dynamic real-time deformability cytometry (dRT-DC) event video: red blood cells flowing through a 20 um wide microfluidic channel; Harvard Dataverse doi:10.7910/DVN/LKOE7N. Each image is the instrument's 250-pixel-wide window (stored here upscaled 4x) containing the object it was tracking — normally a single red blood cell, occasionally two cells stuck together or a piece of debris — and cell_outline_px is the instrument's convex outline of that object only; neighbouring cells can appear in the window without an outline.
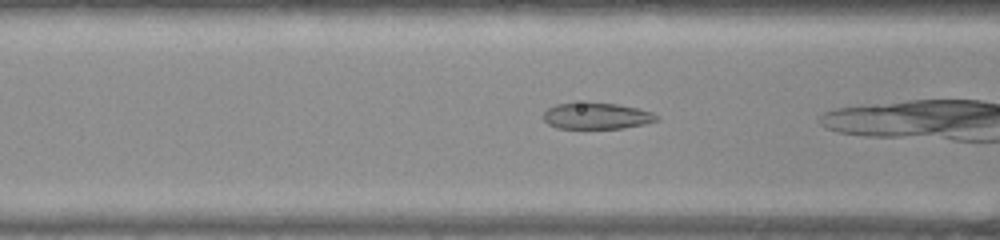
{"species": "common noctule bat (a hibernating species)", "species_latin": "Nyctalus noctula", "temperature_condition": "warm", "stored_images_in_passage": 14, "camera_frame_rate_fps": 3000, "um_per_image_px": 0.085, "animal": {"sex": "female", "body_mass_g": 22.0, "forearm_length_mm": 56.7}, "frame": {"image": 1, "passage_image": 5, "time_ms": 1.333, "image_size_px": [1000, 240], "cell_outline_px": [[660, 120], [644, 124], [624, 128], [556, 128], [548, 124], [544, 120], [544, 112], [548, 108], [556, 104], [588, 100], [616, 104], [636, 108], [652, 112], [660, 116]], "centroid_in_image_um": [50.71, 9.82], "position_along_channel_um": 115.9, "area_um2": 17.86}}
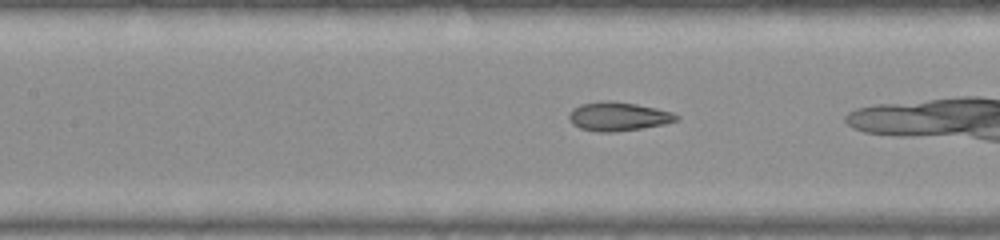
{"frame": {"image": 2, "passage_image": 8, "time_ms": 2.333, "image_size_px": [1000, 240], "cell_outline_px": [[680, 116], [676, 120], [664, 124], [644, 128], [616, 132], [596, 132], [580, 128], [572, 124], [568, 116], [572, 108], [580, 104], [636, 104], [656, 108], [672, 112]], "centroid_in_image_um": [52.57, 9.96], "position_along_channel_um": 154.8, "area_um2": 17.28}}